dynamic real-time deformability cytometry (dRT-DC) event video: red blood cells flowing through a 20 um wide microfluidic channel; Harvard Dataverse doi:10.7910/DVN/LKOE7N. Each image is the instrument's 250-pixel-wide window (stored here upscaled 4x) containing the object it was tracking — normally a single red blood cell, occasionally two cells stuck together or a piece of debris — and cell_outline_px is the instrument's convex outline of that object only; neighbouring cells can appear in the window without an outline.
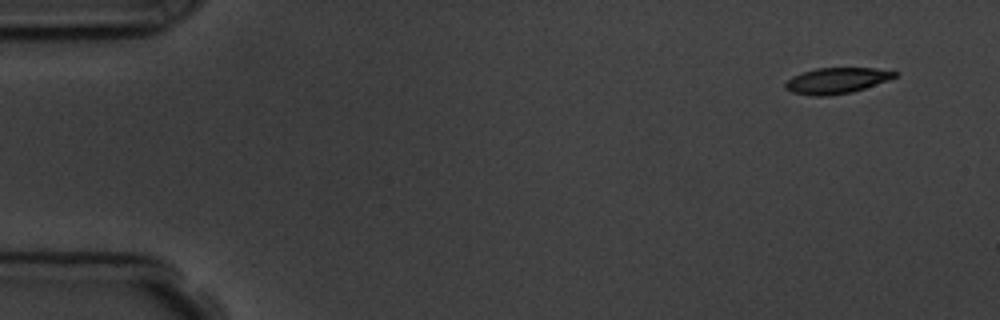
{"species": "common noctule bat (a hibernating species)", "species_latin": "Nyctalus noctula", "temperature_condition": "room temperature", "stored_images_in_passage": 3, "camera_frame_rate_fps": 3000, "um_per_image_px": 0.085, "animal": {"sex": "male", "body_mass_g": 19.5, "forearm_length_mm": 54.6}, "frame": {"image": 1, "passage_image": 1, "time_ms": 0.0, "image_size_px": [1000, 320], "cell_outline_px": [[900, 72], [896, 76], [888, 80], [852, 92], [828, 96], [812, 96], [792, 92], [784, 88], [784, 84], [792, 76], [816, 68], [876, 68]], "centroid_in_image_um": [71.11, 6.85], "position_along_channel_um": 13.9, "area_um2": 16.47}}